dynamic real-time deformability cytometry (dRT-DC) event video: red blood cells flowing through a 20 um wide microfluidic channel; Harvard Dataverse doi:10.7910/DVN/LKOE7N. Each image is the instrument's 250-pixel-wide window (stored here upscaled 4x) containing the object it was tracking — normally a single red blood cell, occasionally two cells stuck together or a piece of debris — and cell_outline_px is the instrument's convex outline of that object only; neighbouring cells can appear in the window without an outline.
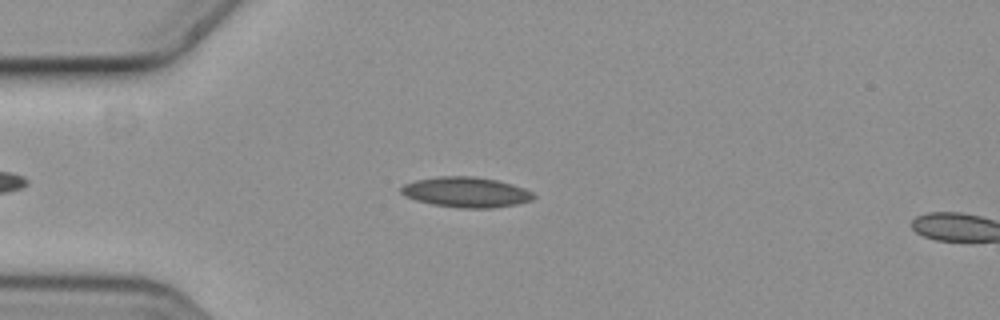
{"species": "common noctule bat (a hibernating species)", "species_latin": "Nyctalus noctula", "temperature_condition": "cold", "stored_images_in_passage": 5, "camera_frame_rate_fps": 3000, "um_per_image_px": 0.085, "animal": {"sex": "female", "body_mass_g": 19.3, "forearm_length_mm": 54.1}, "frame": {"image": 1, "passage_image": 4, "time_ms": 1.0, "image_size_px": [1000, 320], "cell_outline_px": [[536, 196], [532, 200], [516, 204], [492, 208], [460, 208], [432, 204], [416, 200], [404, 196], [400, 192], [400, 188], [404, 184], [416, 180], [440, 176], [472, 176], [496, 180], [512, 184], [524, 188], [532, 192]], "centroid_in_image_um": [39.61, 16.34], "position_along_channel_um": 45.4, "area_um2": 23.35}}